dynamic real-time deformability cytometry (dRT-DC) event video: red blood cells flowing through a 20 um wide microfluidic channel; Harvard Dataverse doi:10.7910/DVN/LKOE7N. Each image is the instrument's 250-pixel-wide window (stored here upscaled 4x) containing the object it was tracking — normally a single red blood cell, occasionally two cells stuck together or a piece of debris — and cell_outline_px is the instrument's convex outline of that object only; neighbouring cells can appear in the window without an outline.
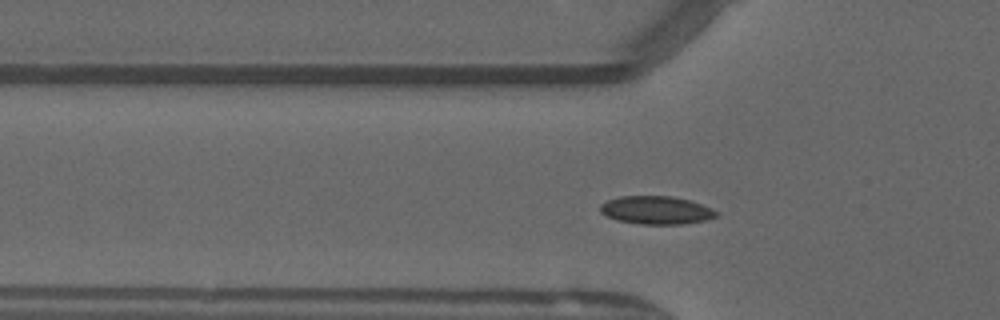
{"species": "common noctule bat (a hibernating species)", "species_latin": "Nyctalus noctula", "temperature_condition": "warm", "stored_images_in_passage": 30, "camera_frame_rate_fps": 3000, "um_per_image_px": 0.085, "animal": {"sex": "male", "forearm_length_mm": 52.5}, "frame": {"image": 1, "passage_image": 9, "time_ms": 2.667, "image_size_px": [1000, 320], "cell_outline_px": [[720, 216], [704, 220], [684, 224], [640, 224], [616, 220], [600, 212], [600, 204], [608, 200], [620, 196], [672, 196], [692, 200], [712, 208], [720, 212]], "centroid_in_image_um": [55.83, 17.86], "position_along_channel_um": 70.0, "area_um2": 19.25}}
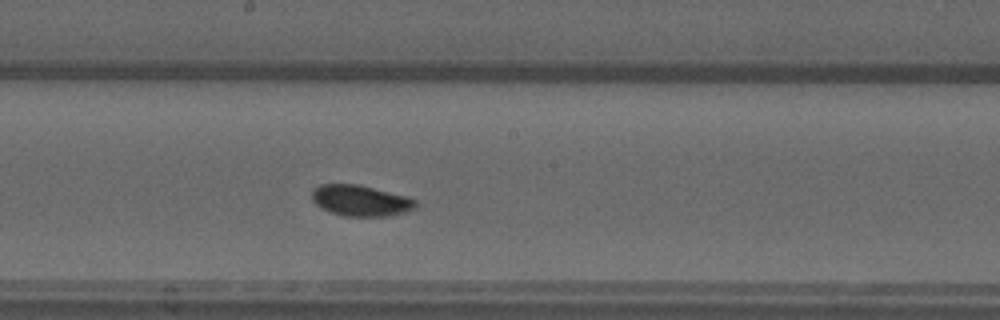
{"frame": {"image": 2, "passage_image": 20, "time_ms": 6.333, "image_size_px": [1000, 320], "cell_outline_px": [[416, 208], [408, 212], [388, 216], [344, 216], [328, 212], [320, 208], [312, 200], [312, 188], [320, 184], [360, 184], [408, 196], [416, 200]], "centroid_in_image_um": [30.65, 17.05], "position_along_channel_um": 217.5, "area_um2": 19.13}}
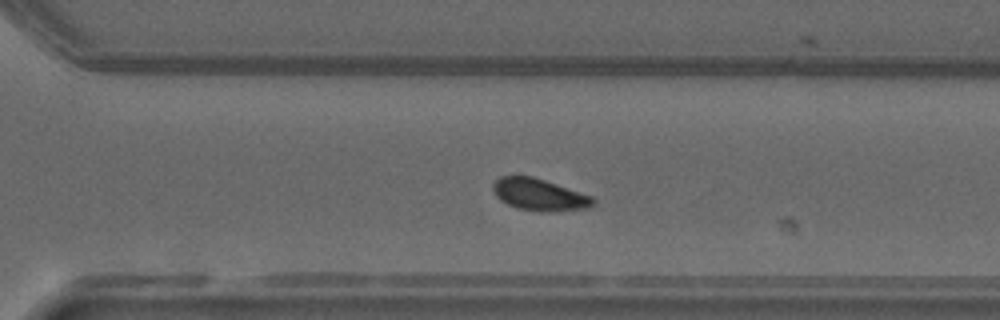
{"frame": {"image": 3, "passage_image": 28, "time_ms": 9.0, "image_size_px": [1000, 320], "cell_outline_px": [[596, 200], [592, 208], [556, 212], [540, 212], [516, 208], [500, 200], [496, 196], [492, 188], [492, 184], [500, 176], [532, 176], [592, 196]], "centroid_in_image_um": [45.87, 16.57], "position_along_channel_um": 324.7, "area_um2": 18.84}}